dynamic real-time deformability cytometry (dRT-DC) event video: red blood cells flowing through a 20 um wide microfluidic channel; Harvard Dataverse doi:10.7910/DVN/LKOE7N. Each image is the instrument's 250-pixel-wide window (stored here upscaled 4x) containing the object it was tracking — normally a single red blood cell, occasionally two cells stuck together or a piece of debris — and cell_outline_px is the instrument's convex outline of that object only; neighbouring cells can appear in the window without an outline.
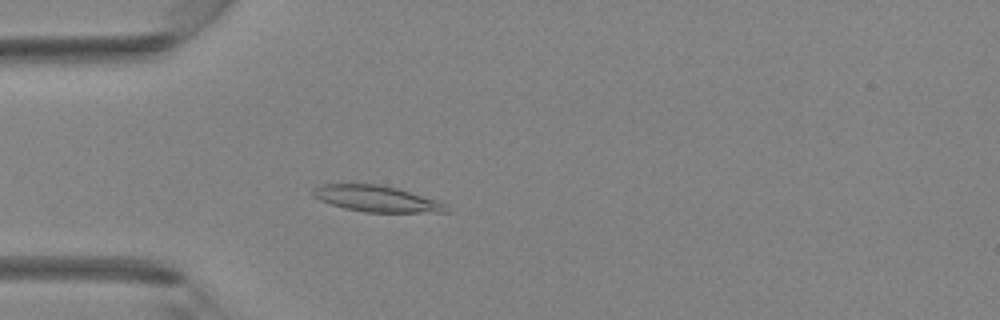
{"species": "Egyptian fruit bat (a non-hibernating species)", "species_latin": "Rousettus aegyptiacus", "temperature_condition": "room temperature", "stored_images_in_passage": 41, "camera_frame_rate_fps": 3000, "um_per_image_px": 0.085, "animal": {"sex": "female"}, "frame": {"image": 1, "passage_image": 12, "time_ms": 3.667, "image_size_px": [1000, 320], "cell_outline_px": [[452, 212], [364, 212], [344, 208], [320, 200], [312, 196], [312, 188], [316, 184], [380, 184], [396, 188], [440, 200], [448, 204]], "centroid_in_image_um": [32.04, 16.89], "position_along_channel_um": 53.0, "area_um2": 20.63}}
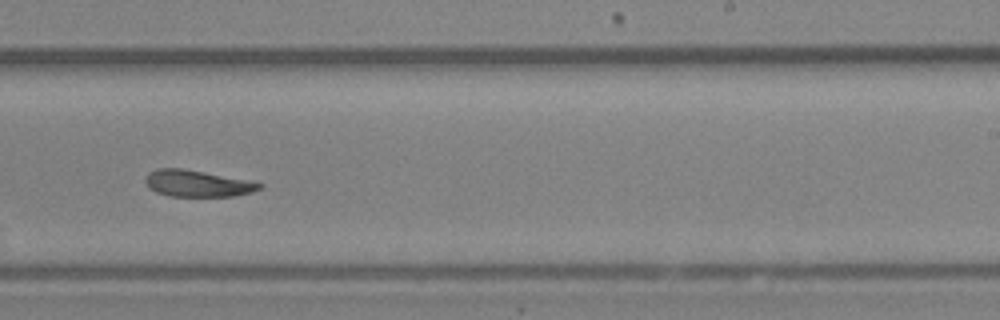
{"frame": {"image": 2, "passage_image": 26, "time_ms": 8.333, "image_size_px": [1000, 320], "cell_outline_px": [[264, 184], [260, 188], [252, 192], [232, 196], [172, 196], [156, 192], [144, 180], [148, 172], [156, 168], [184, 168], [248, 180]], "centroid_in_image_um": [16.77, 15.58], "position_along_channel_um": 272.2, "area_um2": 17.51}}
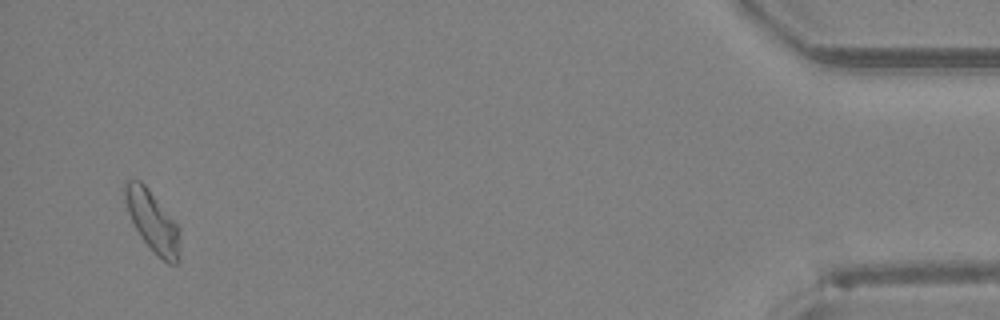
{"frame": {"image": 3, "passage_image": 40, "time_ms": 13.0, "image_size_px": [1000, 320], "cell_outline_px": [[180, 232], [176, 264], [168, 264], [144, 240], [136, 228], [128, 212], [124, 200], [124, 184], [128, 180], [140, 180], [144, 184], [180, 228]], "centroid_in_image_um": [12.94, 18.76], "position_along_channel_um": 422.3, "area_um2": 18.61}}